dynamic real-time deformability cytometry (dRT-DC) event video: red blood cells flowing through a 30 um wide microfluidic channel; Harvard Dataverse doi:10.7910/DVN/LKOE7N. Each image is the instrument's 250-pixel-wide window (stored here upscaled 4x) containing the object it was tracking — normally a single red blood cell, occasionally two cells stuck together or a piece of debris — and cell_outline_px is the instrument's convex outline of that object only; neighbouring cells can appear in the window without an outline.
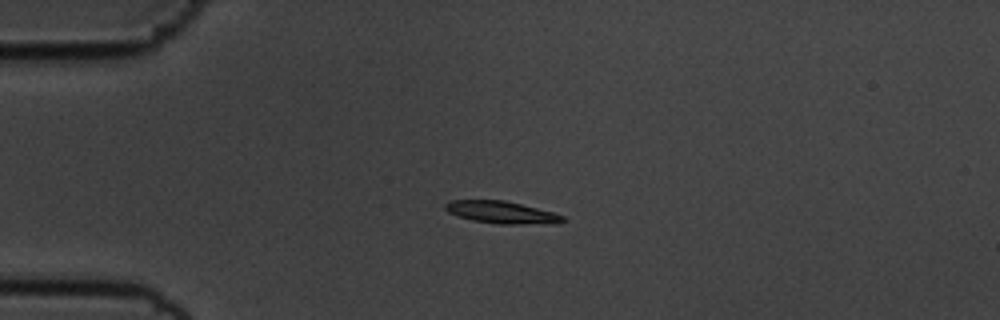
{"species": "common noctule bat (a hibernating species)", "species_latin": "Nyctalus noctula", "temperature_condition": "cold", "stored_images_in_passage": 43, "camera_frame_rate_fps": 3000, "um_per_image_px": 0.085, "animal": {"sex": "male", "body_mass_g": 19.5, "forearm_length_mm": 54.6}, "frame": {"image": 1, "passage_image": 1, "time_ms": 0.0, "image_size_px": [1000, 320], "cell_outline_px": [[564, 220], [556, 224], [500, 224], [472, 220], [456, 216], [448, 212], [444, 208], [444, 204], [448, 200], [504, 200], [552, 212], [564, 216]], "centroid_in_image_um": [42.59, 18.05], "position_along_channel_um": 42.4, "area_um2": 15.26}}
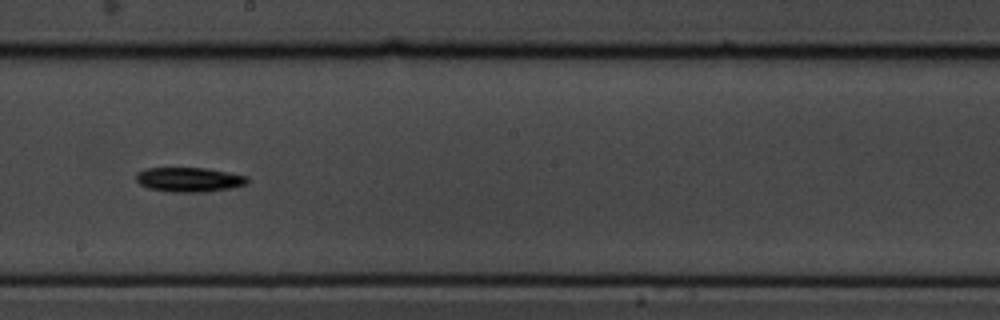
{"frame": {"image": 2, "passage_image": 19, "time_ms": 6.0, "image_size_px": [1000, 320], "cell_outline_px": [[248, 180], [244, 184], [232, 188], [204, 192], [172, 192], [148, 188], [140, 184], [136, 180], [136, 172], [144, 168], [208, 168], [248, 176]], "centroid_in_image_um": [16.05, 15.26], "position_along_channel_um": 232.1, "area_um2": 15.95}}
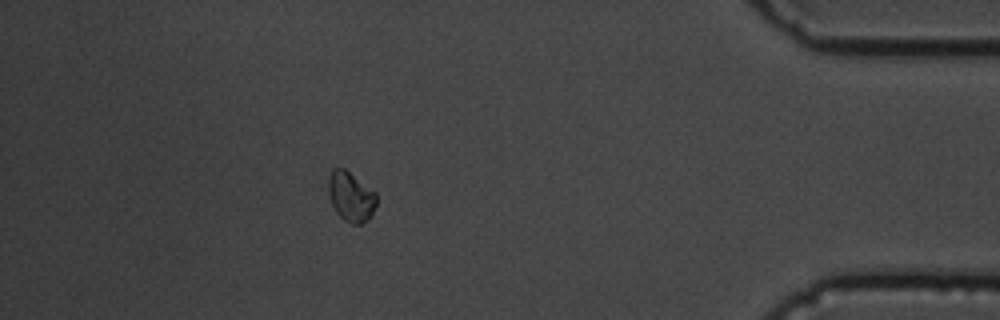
{"frame": {"image": 3, "passage_image": 37, "time_ms": 12.0, "image_size_px": [1000, 320], "cell_outline_px": [[376, 204], [372, 216], [368, 220], [360, 224], [352, 224], [344, 220], [336, 212], [332, 204], [328, 192], [328, 176], [332, 168], [344, 168], [376, 192]], "centroid_in_image_um": [29.82, 16.71], "position_along_channel_um": 405.4, "area_um2": 14.05}, "authors_computed_cell_mechanics": {"area_um2": 14.6234, "velocity_mm_per_s": 3.5914, "shape_relaxation_time_tau1_ms": 1.8132, "shape_relaxation_time_tau2_ms": null, "deformation_change_tau1": 0.0894, "deformation_change_tau2": null}}